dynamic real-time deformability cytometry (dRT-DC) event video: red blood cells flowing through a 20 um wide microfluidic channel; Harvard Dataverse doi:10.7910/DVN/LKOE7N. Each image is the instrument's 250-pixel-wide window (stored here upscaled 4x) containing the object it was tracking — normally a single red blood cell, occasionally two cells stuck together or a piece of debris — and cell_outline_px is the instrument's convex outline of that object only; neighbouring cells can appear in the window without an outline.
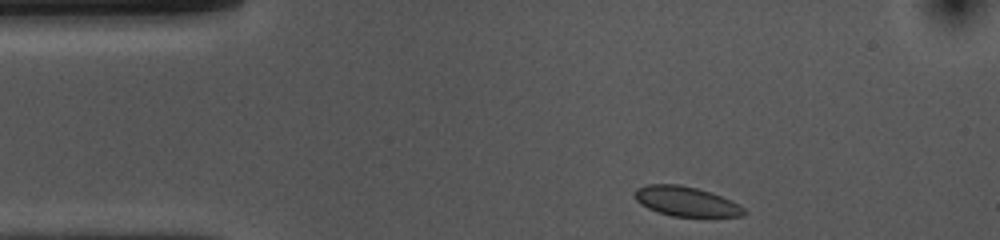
{"species": "common noctule bat (a hibernating species)", "species_latin": "Nyctalus noctula", "temperature_condition": "cold", "stored_images_in_passage": 35, "camera_frame_rate_fps": 3000, "um_per_image_px": 0.085, "animal": {"sex": "female", "body_mass_g": 10.0, "forearm_length_mm": 53.1}, "frame": {"image": 1, "passage_image": 1, "time_ms": 0.0, "image_size_px": [1000, 240], "cell_outline_px": [[744, 216], [672, 216], [656, 212], [640, 204], [636, 200], [636, 188], [648, 184], [676, 184], [696, 188], [720, 196], [744, 208]], "centroid_in_image_um": [58.25, 17.12], "position_along_channel_um": 26.7, "area_um2": 18.44}}
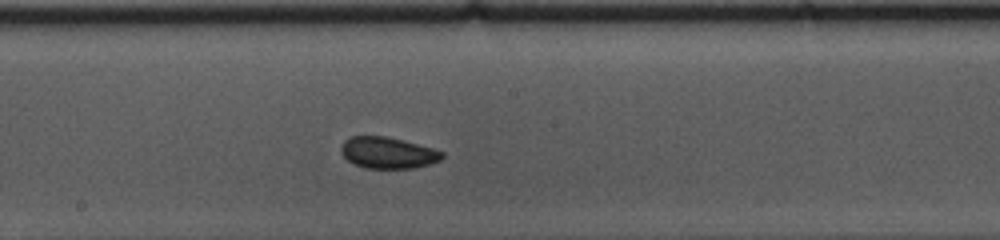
{"frame": {"image": 2, "passage_image": 20, "time_ms": 6.333, "image_size_px": [1000, 240], "cell_outline_px": [[444, 156], [440, 160], [428, 164], [412, 168], [364, 168], [348, 160], [340, 152], [340, 148], [344, 140], [352, 136], [388, 136], [404, 140], [432, 148], [444, 152]], "centroid_in_image_um": [32.96, 12.97], "position_along_channel_um": 215.2, "area_um2": 18.44}}
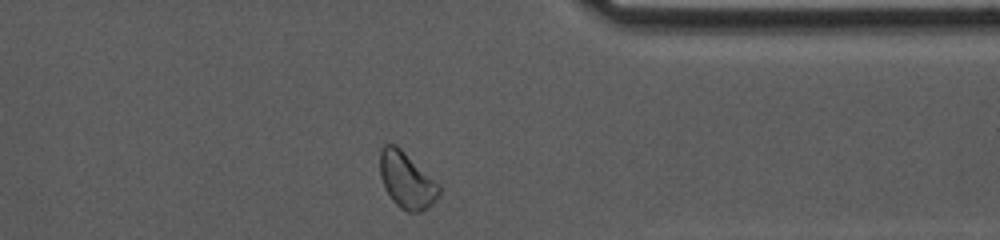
{"frame": {"image": 3, "passage_image": 34, "time_ms": 11.0, "image_size_px": [1000, 240], "cell_outline_px": [[440, 192], [432, 204], [420, 212], [408, 212], [400, 208], [392, 200], [384, 188], [380, 176], [380, 148], [384, 144], [396, 144], [440, 184]], "centroid_in_image_um": [34.55, 15.31], "position_along_channel_um": 376.8, "area_um2": 19.42}, "authors_computed_cell_mechanics": {"area_um2": 18.785, "velocity_mm_per_s": 3.683, "shape_relaxation_time_tau1_ms": null, "shape_relaxation_time_tau2_ms": 6.8842, "deformation_change_tau1": null, "deformation_change_tau2": 0.0961}}